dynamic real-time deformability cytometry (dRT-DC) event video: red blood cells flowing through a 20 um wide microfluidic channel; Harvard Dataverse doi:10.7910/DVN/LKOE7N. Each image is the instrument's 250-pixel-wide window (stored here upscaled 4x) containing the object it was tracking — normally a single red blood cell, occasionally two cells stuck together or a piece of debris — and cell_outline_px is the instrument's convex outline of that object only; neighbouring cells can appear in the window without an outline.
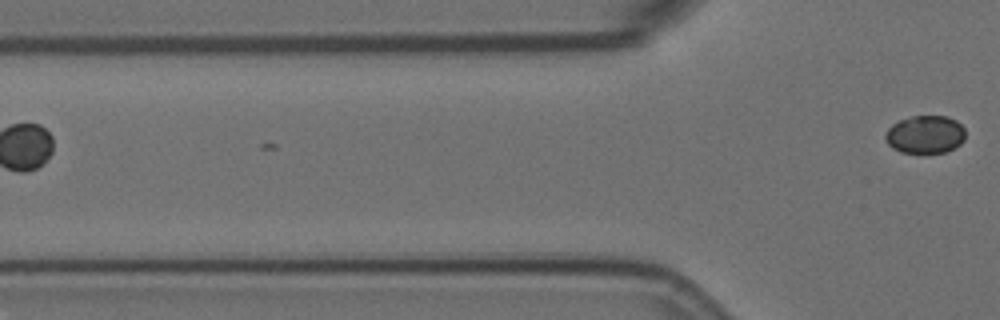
{"species": "Egyptian fruit bat (a non-hibernating species)", "species_latin": "Rousettus aegyptiacus", "temperature_condition": "room temperature", "stored_images_in_passage": 3, "camera_frame_rate_fps": 3000, "um_per_image_px": 0.085, "animal": {"sex": "female"}, "frame": {"image": 1, "passage_image": 3, "time_ms": 0.667, "image_size_px": [1000, 320], "cell_outline_px": [[964, 140], [960, 144], [944, 152], [900, 152], [892, 148], [888, 144], [884, 136], [888, 128], [892, 124], [900, 120], [912, 116], [948, 116], [956, 120], [964, 128]], "centroid_in_image_um": [78.63, 11.41], "position_along_channel_um": 47.2, "area_um2": 17.57}}